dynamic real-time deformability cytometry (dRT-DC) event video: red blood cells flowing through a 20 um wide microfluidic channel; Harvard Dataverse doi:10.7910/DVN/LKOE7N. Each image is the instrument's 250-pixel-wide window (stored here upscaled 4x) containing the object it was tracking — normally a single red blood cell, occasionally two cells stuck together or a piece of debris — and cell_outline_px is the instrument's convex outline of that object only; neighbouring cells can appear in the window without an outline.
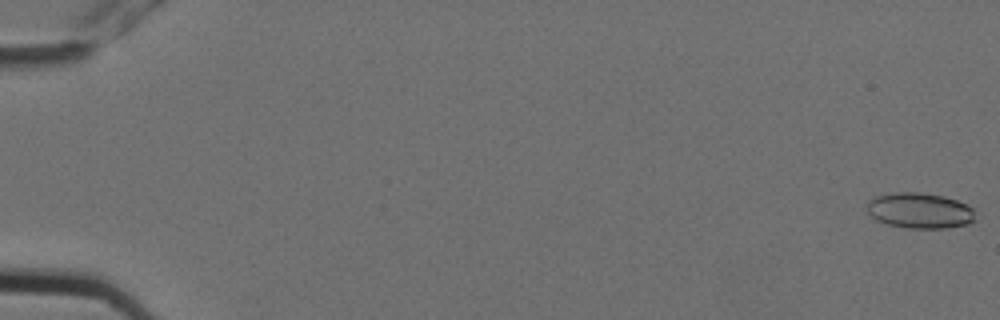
{"species": "Egyptian fruit bat (a non-hibernating species)", "species_latin": "Rousettus aegyptiacus", "temperature_condition": "cold", "stored_images_in_passage": 6, "camera_frame_rate_fps": 3000, "um_per_image_px": 0.085, "animal": {"sex": "female"}, "frame": {"image": 1, "passage_image": 1, "time_ms": 0.0, "image_size_px": [1000, 320], "cell_outline_px": [[980, 216], [976, 220], [968, 224], [948, 228], [908, 228], [888, 224], [876, 220], [868, 212], [868, 200], [876, 196], [896, 192], [920, 192], [944, 196], [956, 200], [972, 208]], "centroid_in_image_um": [78.24, 17.9], "position_along_channel_um": 6.8, "area_um2": 22.66}}
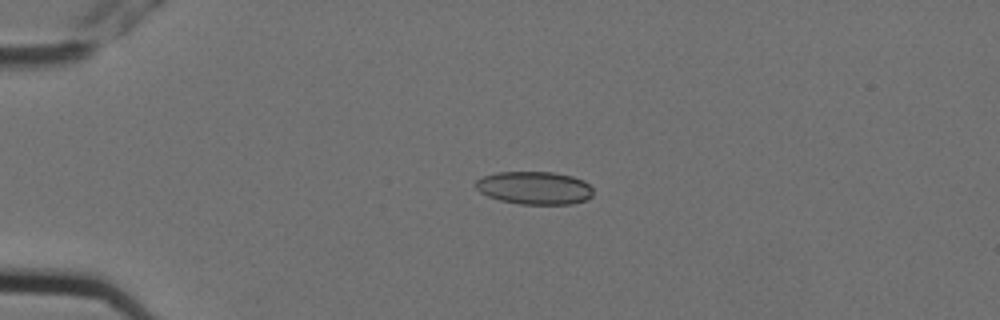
{"frame": {"image": 2, "passage_image": 5, "time_ms": 1.333, "image_size_px": [1000, 320], "cell_outline_px": [[592, 196], [588, 200], [572, 204], [520, 204], [500, 200], [488, 196], [480, 192], [476, 188], [476, 180], [484, 176], [496, 172], [552, 172], [572, 176], [584, 180], [592, 188]], "centroid_in_image_um": [45.45, 15.97], "position_along_channel_um": 39.5, "area_um2": 22.6}}